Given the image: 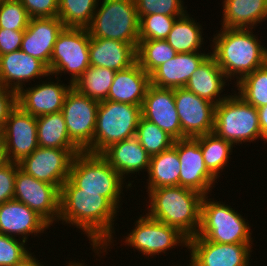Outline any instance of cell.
Returning <instances> with one entry per match:
<instances>
[{
    "label": "cell",
    "mask_w": 267,
    "mask_h": 266,
    "mask_svg": "<svg viewBox=\"0 0 267 266\" xmlns=\"http://www.w3.org/2000/svg\"><path fill=\"white\" fill-rule=\"evenodd\" d=\"M90 66L124 70L136 62V49L129 43L90 37Z\"/></svg>",
    "instance_id": "cell-27"
},
{
    "label": "cell",
    "mask_w": 267,
    "mask_h": 266,
    "mask_svg": "<svg viewBox=\"0 0 267 266\" xmlns=\"http://www.w3.org/2000/svg\"><path fill=\"white\" fill-rule=\"evenodd\" d=\"M68 179L81 191L101 192L117 210L122 205L124 186L127 190L132 186L100 154L87 152L75 155Z\"/></svg>",
    "instance_id": "cell-4"
},
{
    "label": "cell",
    "mask_w": 267,
    "mask_h": 266,
    "mask_svg": "<svg viewBox=\"0 0 267 266\" xmlns=\"http://www.w3.org/2000/svg\"><path fill=\"white\" fill-rule=\"evenodd\" d=\"M191 266H249L252 244H223L202 237L188 239Z\"/></svg>",
    "instance_id": "cell-16"
},
{
    "label": "cell",
    "mask_w": 267,
    "mask_h": 266,
    "mask_svg": "<svg viewBox=\"0 0 267 266\" xmlns=\"http://www.w3.org/2000/svg\"><path fill=\"white\" fill-rule=\"evenodd\" d=\"M17 105V93L0 85V132L3 130L10 112Z\"/></svg>",
    "instance_id": "cell-45"
},
{
    "label": "cell",
    "mask_w": 267,
    "mask_h": 266,
    "mask_svg": "<svg viewBox=\"0 0 267 266\" xmlns=\"http://www.w3.org/2000/svg\"><path fill=\"white\" fill-rule=\"evenodd\" d=\"M89 43L87 28L64 27L54 44L50 75L62 77V73L69 74V83L74 84L90 67Z\"/></svg>",
    "instance_id": "cell-9"
},
{
    "label": "cell",
    "mask_w": 267,
    "mask_h": 266,
    "mask_svg": "<svg viewBox=\"0 0 267 266\" xmlns=\"http://www.w3.org/2000/svg\"><path fill=\"white\" fill-rule=\"evenodd\" d=\"M134 224L130 233L123 236V244L134 247L133 250L141 252L148 260L149 256L166 254L174 246L188 247V238L177 228L152 219L147 214H140Z\"/></svg>",
    "instance_id": "cell-10"
},
{
    "label": "cell",
    "mask_w": 267,
    "mask_h": 266,
    "mask_svg": "<svg viewBox=\"0 0 267 266\" xmlns=\"http://www.w3.org/2000/svg\"><path fill=\"white\" fill-rule=\"evenodd\" d=\"M39 147L78 148L69 138L61 111L36 117Z\"/></svg>",
    "instance_id": "cell-31"
},
{
    "label": "cell",
    "mask_w": 267,
    "mask_h": 266,
    "mask_svg": "<svg viewBox=\"0 0 267 266\" xmlns=\"http://www.w3.org/2000/svg\"><path fill=\"white\" fill-rule=\"evenodd\" d=\"M85 263H79L78 261H77V263H76V261L74 262V261H70L69 260V263H68V265H66V266H87V264L86 265H84Z\"/></svg>",
    "instance_id": "cell-49"
},
{
    "label": "cell",
    "mask_w": 267,
    "mask_h": 266,
    "mask_svg": "<svg viewBox=\"0 0 267 266\" xmlns=\"http://www.w3.org/2000/svg\"><path fill=\"white\" fill-rule=\"evenodd\" d=\"M24 31L0 28V55L21 49Z\"/></svg>",
    "instance_id": "cell-44"
},
{
    "label": "cell",
    "mask_w": 267,
    "mask_h": 266,
    "mask_svg": "<svg viewBox=\"0 0 267 266\" xmlns=\"http://www.w3.org/2000/svg\"><path fill=\"white\" fill-rule=\"evenodd\" d=\"M208 197L203 196L200 227L194 237L223 244H253L248 220L231 206Z\"/></svg>",
    "instance_id": "cell-5"
},
{
    "label": "cell",
    "mask_w": 267,
    "mask_h": 266,
    "mask_svg": "<svg viewBox=\"0 0 267 266\" xmlns=\"http://www.w3.org/2000/svg\"><path fill=\"white\" fill-rule=\"evenodd\" d=\"M91 23L90 37L112 39L131 44L139 42V18L135 0H99ZM100 6V7H99Z\"/></svg>",
    "instance_id": "cell-6"
},
{
    "label": "cell",
    "mask_w": 267,
    "mask_h": 266,
    "mask_svg": "<svg viewBox=\"0 0 267 266\" xmlns=\"http://www.w3.org/2000/svg\"><path fill=\"white\" fill-rule=\"evenodd\" d=\"M183 0H135L138 18L149 14L183 16L188 11Z\"/></svg>",
    "instance_id": "cell-40"
},
{
    "label": "cell",
    "mask_w": 267,
    "mask_h": 266,
    "mask_svg": "<svg viewBox=\"0 0 267 266\" xmlns=\"http://www.w3.org/2000/svg\"><path fill=\"white\" fill-rule=\"evenodd\" d=\"M18 163L9 162L0 169V205L13 200Z\"/></svg>",
    "instance_id": "cell-43"
},
{
    "label": "cell",
    "mask_w": 267,
    "mask_h": 266,
    "mask_svg": "<svg viewBox=\"0 0 267 266\" xmlns=\"http://www.w3.org/2000/svg\"><path fill=\"white\" fill-rule=\"evenodd\" d=\"M26 244L24 240L0 233V266H14L28 256L31 252Z\"/></svg>",
    "instance_id": "cell-41"
},
{
    "label": "cell",
    "mask_w": 267,
    "mask_h": 266,
    "mask_svg": "<svg viewBox=\"0 0 267 266\" xmlns=\"http://www.w3.org/2000/svg\"><path fill=\"white\" fill-rule=\"evenodd\" d=\"M34 256V254L32 255V253H30L22 261L15 264L14 266H44V264H41L43 262H40V260L36 259V257Z\"/></svg>",
    "instance_id": "cell-47"
},
{
    "label": "cell",
    "mask_w": 267,
    "mask_h": 266,
    "mask_svg": "<svg viewBox=\"0 0 267 266\" xmlns=\"http://www.w3.org/2000/svg\"><path fill=\"white\" fill-rule=\"evenodd\" d=\"M51 77L48 67L21 49L0 55V85L16 93L30 80ZM35 78V79H34Z\"/></svg>",
    "instance_id": "cell-20"
},
{
    "label": "cell",
    "mask_w": 267,
    "mask_h": 266,
    "mask_svg": "<svg viewBox=\"0 0 267 266\" xmlns=\"http://www.w3.org/2000/svg\"><path fill=\"white\" fill-rule=\"evenodd\" d=\"M227 82L225 73L210 54L195 70L184 88L217 105L228 97L226 94L221 95Z\"/></svg>",
    "instance_id": "cell-26"
},
{
    "label": "cell",
    "mask_w": 267,
    "mask_h": 266,
    "mask_svg": "<svg viewBox=\"0 0 267 266\" xmlns=\"http://www.w3.org/2000/svg\"><path fill=\"white\" fill-rule=\"evenodd\" d=\"M150 75L135 62L130 67L116 71L107 100L142 106Z\"/></svg>",
    "instance_id": "cell-25"
},
{
    "label": "cell",
    "mask_w": 267,
    "mask_h": 266,
    "mask_svg": "<svg viewBox=\"0 0 267 266\" xmlns=\"http://www.w3.org/2000/svg\"><path fill=\"white\" fill-rule=\"evenodd\" d=\"M174 99L181 124V139L196 138L214 131L215 104L186 88L174 89Z\"/></svg>",
    "instance_id": "cell-14"
},
{
    "label": "cell",
    "mask_w": 267,
    "mask_h": 266,
    "mask_svg": "<svg viewBox=\"0 0 267 266\" xmlns=\"http://www.w3.org/2000/svg\"><path fill=\"white\" fill-rule=\"evenodd\" d=\"M142 117L175 140L181 139V124L175 106L174 89L149 85L141 107Z\"/></svg>",
    "instance_id": "cell-19"
},
{
    "label": "cell",
    "mask_w": 267,
    "mask_h": 266,
    "mask_svg": "<svg viewBox=\"0 0 267 266\" xmlns=\"http://www.w3.org/2000/svg\"><path fill=\"white\" fill-rule=\"evenodd\" d=\"M135 137L150 156L169 149L175 142L172 136L142 116L139 119Z\"/></svg>",
    "instance_id": "cell-37"
},
{
    "label": "cell",
    "mask_w": 267,
    "mask_h": 266,
    "mask_svg": "<svg viewBox=\"0 0 267 266\" xmlns=\"http://www.w3.org/2000/svg\"><path fill=\"white\" fill-rule=\"evenodd\" d=\"M263 141L267 142V105L257 108Z\"/></svg>",
    "instance_id": "cell-46"
},
{
    "label": "cell",
    "mask_w": 267,
    "mask_h": 266,
    "mask_svg": "<svg viewBox=\"0 0 267 266\" xmlns=\"http://www.w3.org/2000/svg\"><path fill=\"white\" fill-rule=\"evenodd\" d=\"M201 147L203 159L208 171L218 179L220 171L228 167L232 149L235 146L223 138L218 137L214 132L196 137Z\"/></svg>",
    "instance_id": "cell-32"
},
{
    "label": "cell",
    "mask_w": 267,
    "mask_h": 266,
    "mask_svg": "<svg viewBox=\"0 0 267 266\" xmlns=\"http://www.w3.org/2000/svg\"><path fill=\"white\" fill-rule=\"evenodd\" d=\"M79 148L37 147L19 162V168L37 180L54 185L59 191L69 177L75 155Z\"/></svg>",
    "instance_id": "cell-11"
},
{
    "label": "cell",
    "mask_w": 267,
    "mask_h": 266,
    "mask_svg": "<svg viewBox=\"0 0 267 266\" xmlns=\"http://www.w3.org/2000/svg\"><path fill=\"white\" fill-rule=\"evenodd\" d=\"M210 47L211 55L229 81L237 84L242 78L267 63V48L253 29L221 27ZM262 44V45H261ZM264 46V47H263Z\"/></svg>",
    "instance_id": "cell-2"
},
{
    "label": "cell",
    "mask_w": 267,
    "mask_h": 266,
    "mask_svg": "<svg viewBox=\"0 0 267 266\" xmlns=\"http://www.w3.org/2000/svg\"><path fill=\"white\" fill-rule=\"evenodd\" d=\"M99 0H59L58 18L65 27L86 28L92 21Z\"/></svg>",
    "instance_id": "cell-35"
},
{
    "label": "cell",
    "mask_w": 267,
    "mask_h": 266,
    "mask_svg": "<svg viewBox=\"0 0 267 266\" xmlns=\"http://www.w3.org/2000/svg\"><path fill=\"white\" fill-rule=\"evenodd\" d=\"M37 135L36 117L16 105L0 132L8 161L19 163L28 157L39 147Z\"/></svg>",
    "instance_id": "cell-15"
},
{
    "label": "cell",
    "mask_w": 267,
    "mask_h": 266,
    "mask_svg": "<svg viewBox=\"0 0 267 266\" xmlns=\"http://www.w3.org/2000/svg\"><path fill=\"white\" fill-rule=\"evenodd\" d=\"M181 164L174 145L161 153L151 156L147 173V191L160 187L180 186Z\"/></svg>",
    "instance_id": "cell-29"
},
{
    "label": "cell",
    "mask_w": 267,
    "mask_h": 266,
    "mask_svg": "<svg viewBox=\"0 0 267 266\" xmlns=\"http://www.w3.org/2000/svg\"><path fill=\"white\" fill-rule=\"evenodd\" d=\"M235 87L237 94L255 108L267 105V63L246 75Z\"/></svg>",
    "instance_id": "cell-36"
},
{
    "label": "cell",
    "mask_w": 267,
    "mask_h": 266,
    "mask_svg": "<svg viewBox=\"0 0 267 266\" xmlns=\"http://www.w3.org/2000/svg\"><path fill=\"white\" fill-rule=\"evenodd\" d=\"M7 163H9L8 157L2 139L0 137V169L4 167Z\"/></svg>",
    "instance_id": "cell-48"
},
{
    "label": "cell",
    "mask_w": 267,
    "mask_h": 266,
    "mask_svg": "<svg viewBox=\"0 0 267 266\" xmlns=\"http://www.w3.org/2000/svg\"><path fill=\"white\" fill-rule=\"evenodd\" d=\"M117 212L101 192L81 191L69 179L60 188L58 222L81 229L97 257L107 253L108 246H115L113 225Z\"/></svg>",
    "instance_id": "cell-1"
},
{
    "label": "cell",
    "mask_w": 267,
    "mask_h": 266,
    "mask_svg": "<svg viewBox=\"0 0 267 266\" xmlns=\"http://www.w3.org/2000/svg\"><path fill=\"white\" fill-rule=\"evenodd\" d=\"M115 73L113 69L90 66L73 84V88L95 101H105Z\"/></svg>",
    "instance_id": "cell-33"
},
{
    "label": "cell",
    "mask_w": 267,
    "mask_h": 266,
    "mask_svg": "<svg viewBox=\"0 0 267 266\" xmlns=\"http://www.w3.org/2000/svg\"><path fill=\"white\" fill-rule=\"evenodd\" d=\"M14 200L27 205L50 226L59 219L60 191L49 183L40 181L17 168Z\"/></svg>",
    "instance_id": "cell-13"
},
{
    "label": "cell",
    "mask_w": 267,
    "mask_h": 266,
    "mask_svg": "<svg viewBox=\"0 0 267 266\" xmlns=\"http://www.w3.org/2000/svg\"><path fill=\"white\" fill-rule=\"evenodd\" d=\"M141 107L111 100L99 102L93 142L84 152L101 154L112 144L134 137Z\"/></svg>",
    "instance_id": "cell-7"
},
{
    "label": "cell",
    "mask_w": 267,
    "mask_h": 266,
    "mask_svg": "<svg viewBox=\"0 0 267 266\" xmlns=\"http://www.w3.org/2000/svg\"><path fill=\"white\" fill-rule=\"evenodd\" d=\"M65 26L58 17L31 18L24 31L21 50L49 69L54 44Z\"/></svg>",
    "instance_id": "cell-22"
},
{
    "label": "cell",
    "mask_w": 267,
    "mask_h": 266,
    "mask_svg": "<svg viewBox=\"0 0 267 266\" xmlns=\"http://www.w3.org/2000/svg\"><path fill=\"white\" fill-rule=\"evenodd\" d=\"M30 19L20 0H0V28L25 31Z\"/></svg>",
    "instance_id": "cell-39"
},
{
    "label": "cell",
    "mask_w": 267,
    "mask_h": 266,
    "mask_svg": "<svg viewBox=\"0 0 267 266\" xmlns=\"http://www.w3.org/2000/svg\"><path fill=\"white\" fill-rule=\"evenodd\" d=\"M202 194L182 186L160 187L148 192V212L152 219L177 228L188 239L200 227Z\"/></svg>",
    "instance_id": "cell-3"
},
{
    "label": "cell",
    "mask_w": 267,
    "mask_h": 266,
    "mask_svg": "<svg viewBox=\"0 0 267 266\" xmlns=\"http://www.w3.org/2000/svg\"><path fill=\"white\" fill-rule=\"evenodd\" d=\"M177 54L166 40H139L136 48V62L150 75L161 64L171 60Z\"/></svg>",
    "instance_id": "cell-34"
},
{
    "label": "cell",
    "mask_w": 267,
    "mask_h": 266,
    "mask_svg": "<svg viewBox=\"0 0 267 266\" xmlns=\"http://www.w3.org/2000/svg\"><path fill=\"white\" fill-rule=\"evenodd\" d=\"M55 78L56 83L48 79V81L41 80V83L34 84V87L30 86L26 89L22 87L17 92V105L34 117L61 111L66 95L73 84L66 85L59 77Z\"/></svg>",
    "instance_id": "cell-18"
},
{
    "label": "cell",
    "mask_w": 267,
    "mask_h": 266,
    "mask_svg": "<svg viewBox=\"0 0 267 266\" xmlns=\"http://www.w3.org/2000/svg\"><path fill=\"white\" fill-rule=\"evenodd\" d=\"M176 151L181 164L180 186L208 195L217 180L205 166L199 141L196 138L176 140Z\"/></svg>",
    "instance_id": "cell-17"
},
{
    "label": "cell",
    "mask_w": 267,
    "mask_h": 266,
    "mask_svg": "<svg viewBox=\"0 0 267 266\" xmlns=\"http://www.w3.org/2000/svg\"><path fill=\"white\" fill-rule=\"evenodd\" d=\"M211 54L206 52L178 53L150 74V84L159 88H184L189 78Z\"/></svg>",
    "instance_id": "cell-23"
},
{
    "label": "cell",
    "mask_w": 267,
    "mask_h": 266,
    "mask_svg": "<svg viewBox=\"0 0 267 266\" xmlns=\"http://www.w3.org/2000/svg\"><path fill=\"white\" fill-rule=\"evenodd\" d=\"M99 102L71 88L66 95L62 114L70 140L84 152L93 142Z\"/></svg>",
    "instance_id": "cell-12"
},
{
    "label": "cell",
    "mask_w": 267,
    "mask_h": 266,
    "mask_svg": "<svg viewBox=\"0 0 267 266\" xmlns=\"http://www.w3.org/2000/svg\"><path fill=\"white\" fill-rule=\"evenodd\" d=\"M222 27L254 29L267 20V0H223Z\"/></svg>",
    "instance_id": "cell-28"
},
{
    "label": "cell",
    "mask_w": 267,
    "mask_h": 266,
    "mask_svg": "<svg viewBox=\"0 0 267 266\" xmlns=\"http://www.w3.org/2000/svg\"><path fill=\"white\" fill-rule=\"evenodd\" d=\"M51 227L27 205L10 200L0 205V233L28 242V236H38Z\"/></svg>",
    "instance_id": "cell-21"
},
{
    "label": "cell",
    "mask_w": 267,
    "mask_h": 266,
    "mask_svg": "<svg viewBox=\"0 0 267 266\" xmlns=\"http://www.w3.org/2000/svg\"><path fill=\"white\" fill-rule=\"evenodd\" d=\"M188 13L174 22L166 41L177 53H191L203 51V28L200 23L190 17Z\"/></svg>",
    "instance_id": "cell-30"
},
{
    "label": "cell",
    "mask_w": 267,
    "mask_h": 266,
    "mask_svg": "<svg viewBox=\"0 0 267 266\" xmlns=\"http://www.w3.org/2000/svg\"><path fill=\"white\" fill-rule=\"evenodd\" d=\"M182 16H168L149 14L139 18V40H166L177 18Z\"/></svg>",
    "instance_id": "cell-38"
},
{
    "label": "cell",
    "mask_w": 267,
    "mask_h": 266,
    "mask_svg": "<svg viewBox=\"0 0 267 266\" xmlns=\"http://www.w3.org/2000/svg\"><path fill=\"white\" fill-rule=\"evenodd\" d=\"M30 18L57 17L59 0H20Z\"/></svg>",
    "instance_id": "cell-42"
},
{
    "label": "cell",
    "mask_w": 267,
    "mask_h": 266,
    "mask_svg": "<svg viewBox=\"0 0 267 266\" xmlns=\"http://www.w3.org/2000/svg\"><path fill=\"white\" fill-rule=\"evenodd\" d=\"M126 180L127 175L148 173L151 156L134 136L112 144L100 154ZM146 169V170H145Z\"/></svg>",
    "instance_id": "cell-24"
},
{
    "label": "cell",
    "mask_w": 267,
    "mask_h": 266,
    "mask_svg": "<svg viewBox=\"0 0 267 266\" xmlns=\"http://www.w3.org/2000/svg\"><path fill=\"white\" fill-rule=\"evenodd\" d=\"M234 92L215 106L213 132L234 146L262 140L257 108Z\"/></svg>",
    "instance_id": "cell-8"
}]
</instances>
